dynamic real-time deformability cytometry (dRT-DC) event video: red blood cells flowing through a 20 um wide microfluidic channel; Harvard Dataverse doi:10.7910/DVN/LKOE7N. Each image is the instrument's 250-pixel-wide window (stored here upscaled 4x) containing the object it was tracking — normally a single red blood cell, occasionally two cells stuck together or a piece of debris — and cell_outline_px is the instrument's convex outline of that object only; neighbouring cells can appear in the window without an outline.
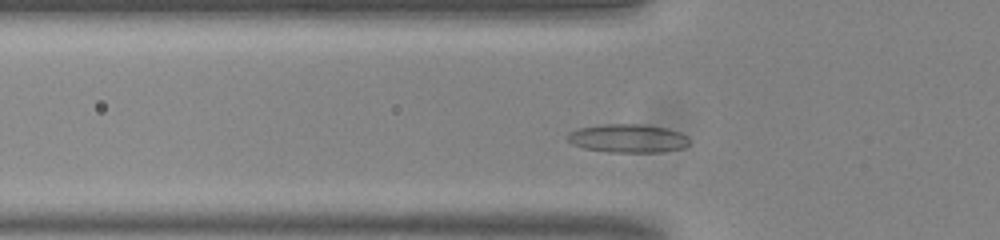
{"species": "common noctule bat (a hibernating species)", "species_latin": "Nyctalus noctula", "temperature_condition": "room temperature", "stored_images_in_passage": 43, "camera_frame_rate_fps": 3000, "um_per_image_px": 0.085, "animal": {"sex": "male", "body_mass_g": 20.0, "forearm_length_mm": 53.3}, "frame": {"image": 1, "passage_image": 8, "time_ms": 2.333, "image_size_px": [1000, 240], "cell_outline_px": [[688, 144], [684, 148], [660, 152], [608, 152], [584, 148], [572, 144], [568, 140], [568, 132], [580, 128], [604, 124], [640, 124], [668, 128], [680, 132], [688, 136]], "centroid_in_image_um": [53.39, 11.76], "position_along_channel_um": 72.4, "area_um2": 20.23}}
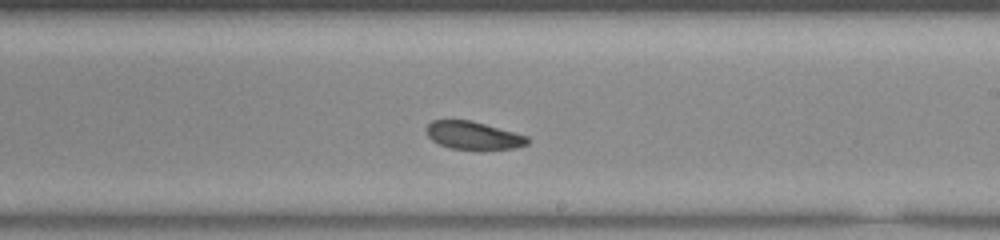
{"frame": {"image": 2, "passage_image": 22, "time_ms": 7.0, "image_size_px": [1000, 240], "cell_outline_px": [[528, 144], [516, 148], [448, 148], [432, 140], [428, 136], [424, 128], [432, 120], [472, 120], [528, 136]], "centroid_in_image_um": [40.2, 11.48], "position_along_channel_um": 248.8, "area_um2": 16.18}}
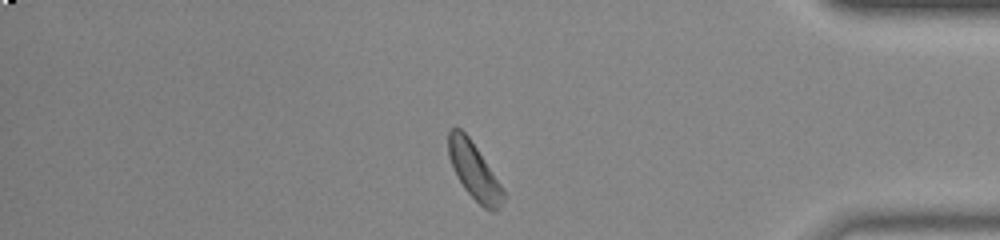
{"frame": {"image": 3, "passage_image": 36, "time_ms": 11.667, "image_size_px": [1000, 240], "cell_outline_px": [[504, 200], [496, 212], [492, 212], [484, 208], [464, 188], [448, 156], [448, 132], [452, 128], [460, 128], [468, 136], [500, 184], [504, 192]], "centroid_in_image_um": [40.3, 14.54], "position_along_channel_um": 394.9, "area_um2": 17.46}}